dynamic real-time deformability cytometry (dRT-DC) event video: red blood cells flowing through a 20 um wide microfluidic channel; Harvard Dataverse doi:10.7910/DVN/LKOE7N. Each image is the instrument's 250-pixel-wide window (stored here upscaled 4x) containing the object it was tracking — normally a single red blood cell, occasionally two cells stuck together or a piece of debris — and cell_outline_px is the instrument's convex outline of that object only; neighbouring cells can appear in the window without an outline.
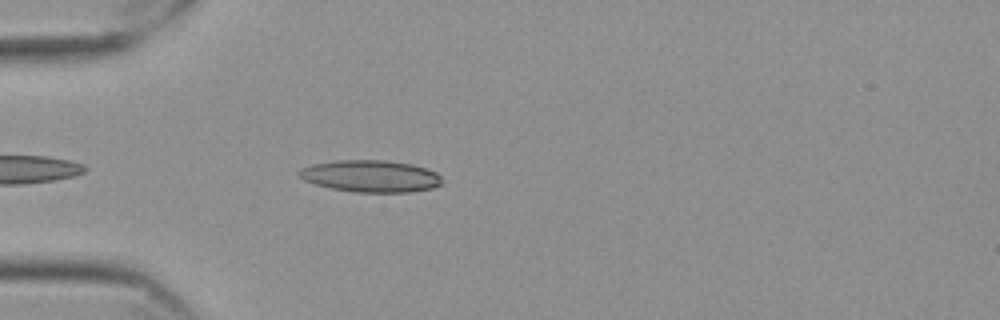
{"species": "Egyptian fruit bat (a non-hibernating species)", "species_latin": "Rousettus aegyptiacus", "temperature_condition": "cold", "stored_images_in_passage": 42, "camera_frame_rate_fps": 3000, "um_per_image_px": 0.085, "frame": {"image": 1, "passage_image": 4, "time_ms": 1.0, "image_size_px": [1000, 320], "cell_outline_px": [[440, 184], [432, 188], [408, 192], [356, 192], [332, 188], [316, 184], [304, 180], [296, 172], [300, 168], [312, 164], [340, 160], [384, 160], [412, 164], [436, 172], [440, 176]], "centroid_in_image_um": [31.47, 14.96], "position_along_channel_um": 53.5, "area_um2": 26.36}}
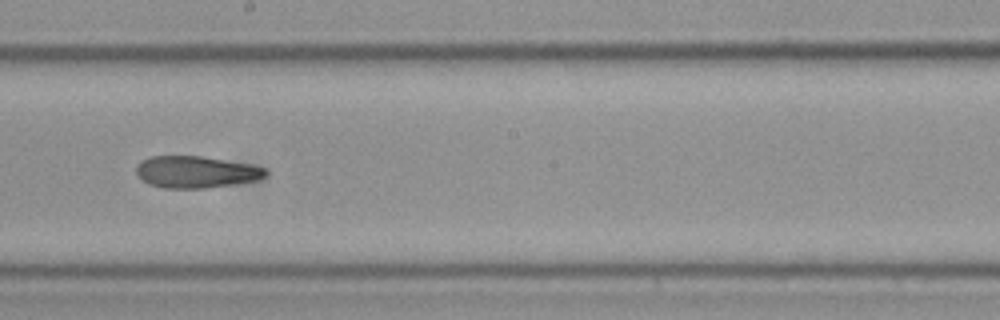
{"frame": {"image": 2, "passage_image": 20, "time_ms": 6.333, "image_size_px": [1000, 320], "cell_outline_px": [[268, 172], [264, 176], [256, 180], [232, 184], [204, 188], [164, 188], [148, 184], [136, 176], [136, 164], [152, 156], [200, 156], [248, 164], [268, 168]], "centroid_in_image_um": [16.62, 14.62], "position_along_channel_um": 231.6, "area_um2": 23.87}}
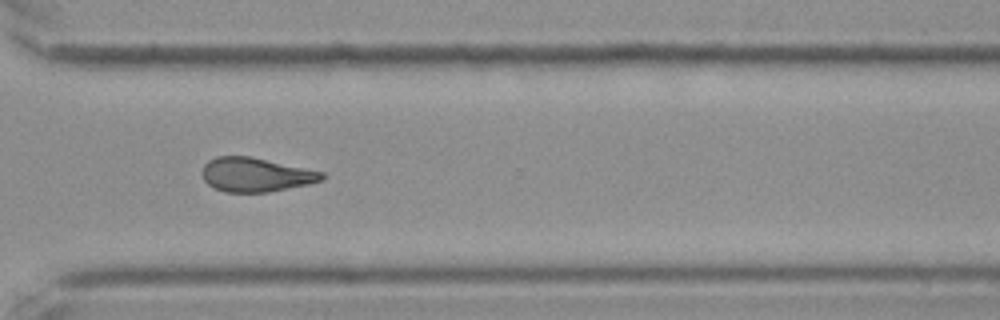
{"frame": {"image": 3, "passage_image": 30, "time_ms": 9.667, "image_size_px": [1000, 320], "cell_outline_px": [[324, 180], [308, 184], [268, 192], [224, 192], [212, 188], [204, 180], [204, 164], [208, 160], [216, 156], [248, 156], [324, 172]], "centroid_in_image_um": [21.73, 14.86], "position_along_channel_um": 348.9, "area_um2": 23.58}, "authors_computed_cell_mechanics": {"area_um2": 23.8714, "velocity_mm_per_s": 3.5209, "shape_relaxation_time_tau1_ms": null, "shape_relaxation_time_tau2_ms": 4.6213, "deformation_change_tau1": null, "deformation_change_tau2": 0.1322}}